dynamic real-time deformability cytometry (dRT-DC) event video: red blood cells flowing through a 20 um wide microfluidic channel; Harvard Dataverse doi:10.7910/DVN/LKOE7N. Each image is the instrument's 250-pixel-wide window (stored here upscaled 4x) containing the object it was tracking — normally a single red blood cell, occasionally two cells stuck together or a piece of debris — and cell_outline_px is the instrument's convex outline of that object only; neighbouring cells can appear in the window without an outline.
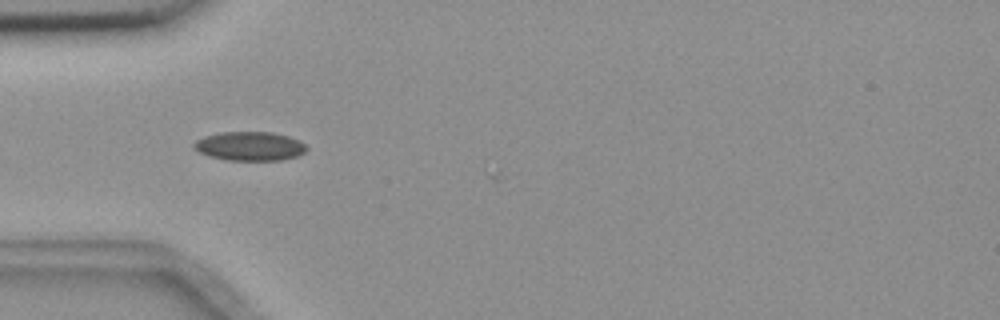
{"species": "common noctule bat (a hibernating species)", "species_latin": "Nyctalus noctula", "temperature_condition": "room temperature", "stored_images_in_passage": 3, "camera_frame_rate_fps": 3000, "um_per_image_px": 0.085, "animal": {"sex": "female", "body_mass_g": 18.4}, "frame": {"image": 1, "passage_image": 2, "time_ms": 0.333, "image_size_px": [1000, 320], "cell_outline_px": [[308, 148], [304, 152], [296, 156], [280, 160], [228, 160], [208, 156], [200, 152], [192, 144], [196, 140], [204, 136], [220, 132], [272, 132], [288, 136], [300, 140]], "centroid_in_image_um": [21.23, 12.42], "position_along_channel_um": 63.8, "area_um2": 18.96}}